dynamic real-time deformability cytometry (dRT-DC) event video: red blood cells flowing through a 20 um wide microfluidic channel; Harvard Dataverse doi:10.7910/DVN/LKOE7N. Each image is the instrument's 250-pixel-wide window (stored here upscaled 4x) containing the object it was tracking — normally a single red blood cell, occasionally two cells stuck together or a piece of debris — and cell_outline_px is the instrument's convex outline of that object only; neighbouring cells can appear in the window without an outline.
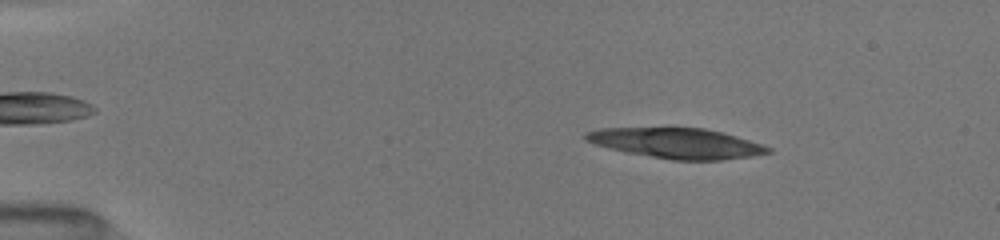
{"species": "common noctule bat (a hibernating species)", "species_latin": "Nyctalus noctula", "temperature_condition": "room temperature", "stored_images_in_passage": 16, "camera_frame_rate_fps": 3000, "um_per_image_px": 0.085, "animal": {"sex": "female", "body_mass_g": 19.5, "forearm_length_mm": 54.1}, "frame": {"image": 1, "passage_image": 8, "time_ms": 2.0, "image_size_px": [1000, 240], "cell_outline_px": [[772, 152], [752, 156], [720, 160], [672, 160], [624, 152], [608, 148], [584, 140], [584, 132], [600, 128], [704, 128], [736, 136], [764, 144], [772, 148]], "centroid_in_image_um": [57.52, 12.18], "position_along_channel_um": 27.5, "area_um2": 32.19}}